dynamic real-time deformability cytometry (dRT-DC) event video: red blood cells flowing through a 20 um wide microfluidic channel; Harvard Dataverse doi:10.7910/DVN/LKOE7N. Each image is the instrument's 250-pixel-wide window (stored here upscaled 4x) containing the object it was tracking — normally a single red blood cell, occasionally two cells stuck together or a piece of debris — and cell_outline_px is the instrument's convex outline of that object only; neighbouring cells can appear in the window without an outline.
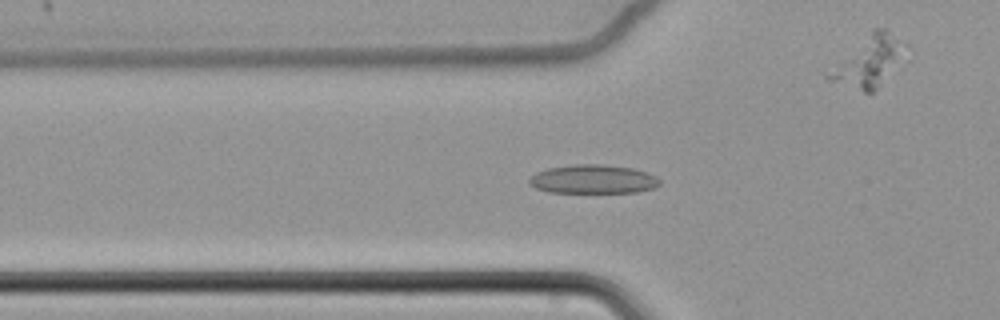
{"species": "common noctule bat (a hibernating species)", "species_latin": "Nyctalus noctula", "temperature_condition": "cold", "stored_images_in_passage": 66, "camera_frame_rate_fps": 3000, "um_per_image_px": 0.085, "animal": {"sex": "female", "body_mass_g": 22.7, "forearm_length_mm": 54.2}, "frame": {"image": 1, "passage_image": 26, "time_ms": 8.333, "image_size_px": [1000, 320], "cell_outline_px": [[660, 184], [652, 188], [636, 192], [548, 192], [536, 188], [528, 184], [528, 180], [536, 172], [548, 168], [572, 164], [604, 164], [632, 168], [648, 172], [656, 176], [660, 180]], "centroid_in_image_um": [50.4, 15.22], "position_along_channel_um": 75.4, "area_um2": 21.96}}
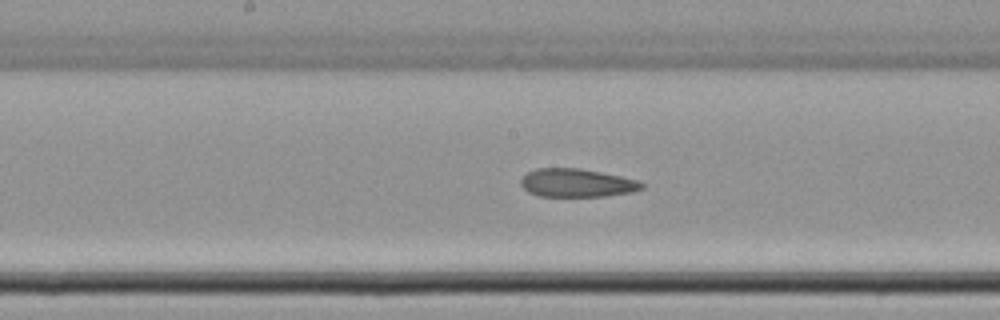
{"frame": {"image": 2, "passage_image": 37, "time_ms": 12.0, "image_size_px": [1000, 320], "cell_outline_px": [[644, 188], [632, 192], [604, 196], [540, 196], [528, 192], [520, 184], [520, 180], [528, 172], [536, 168], [580, 168], [620, 176], [636, 180], [644, 184]], "centroid_in_image_um": [49.01, 15.55], "position_along_channel_um": 199.2, "area_um2": 19.83}}
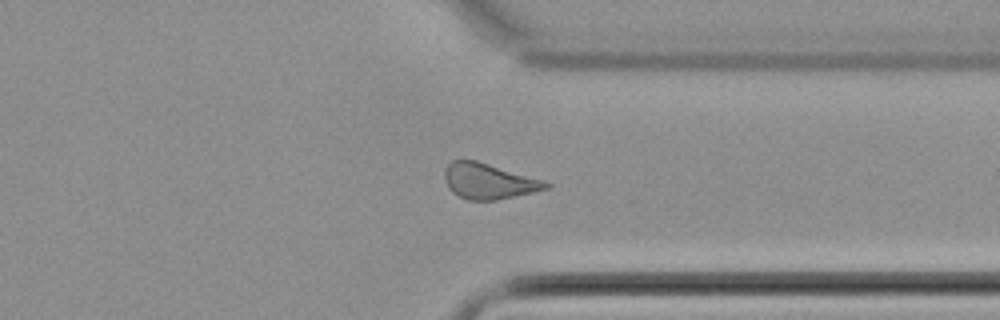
{"frame": {"image": 3, "passage_image": 52, "time_ms": 17.0, "image_size_px": [1000, 320], "cell_outline_px": [[552, 184], [548, 188], [532, 192], [496, 200], [468, 200], [456, 196], [448, 188], [444, 180], [444, 168], [452, 160], [476, 160], [544, 180]], "centroid_in_image_um": [41.49, 15.4], "position_along_channel_um": 369.9, "area_um2": 21.1}, "authors_computed_cell_mechanics": {"area_um2": 21.7617, "velocity_mm_per_s": 3.4106, "shape_relaxation_time_tau1_ms": null, "shape_relaxation_time_tau2_ms": 3.5104, "deformation_change_tau1": null, "deformation_change_tau2": 0.0992}}